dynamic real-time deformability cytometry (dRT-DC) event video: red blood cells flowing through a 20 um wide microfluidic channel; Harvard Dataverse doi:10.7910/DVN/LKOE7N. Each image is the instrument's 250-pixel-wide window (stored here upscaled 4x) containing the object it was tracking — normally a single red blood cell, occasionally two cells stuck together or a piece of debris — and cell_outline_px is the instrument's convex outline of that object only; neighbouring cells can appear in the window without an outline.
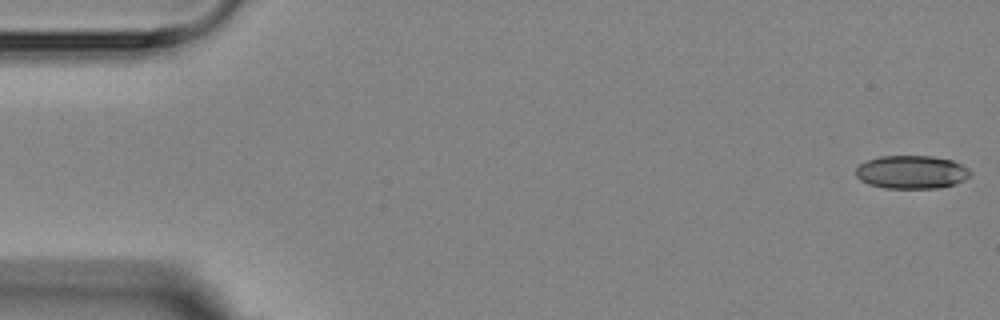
{"species": "Egyptian fruit bat (a non-hibernating species)", "species_latin": "Rousettus aegyptiacus", "temperature_condition": "room temperature", "stored_images_in_passage": 5, "camera_frame_rate_fps": 3000, "um_per_image_px": 0.085, "animal": {"sex": "female"}, "frame": {"image": 1, "passage_image": 1, "time_ms": 0.0, "image_size_px": [1000, 320], "cell_outline_px": [[972, 172], [964, 180], [940, 188], [884, 188], [868, 184], [860, 180], [856, 176], [856, 168], [860, 164], [868, 160], [880, 156], [932, 156], [952, 160], [968, 168]], "centroid_in_image_um": [77.47, 14.63], "position_along_channel_um": 7.5, "area_um2": 22.14}}
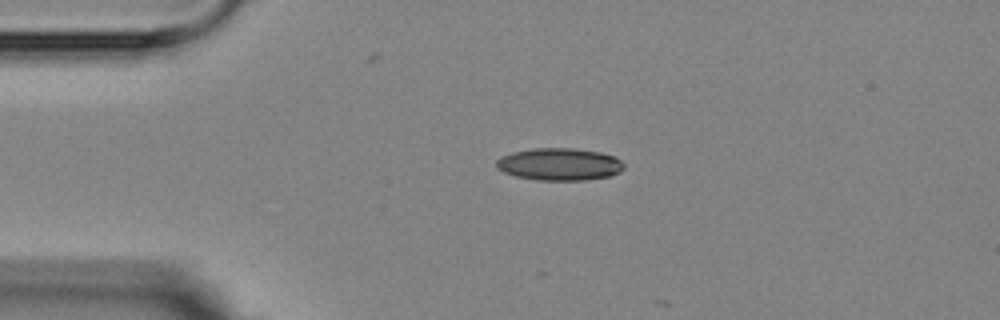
{"frame": {"image": 2, "passage_image": 4, "time_ms": 3.667, "image_size_px": [1000, 320], "cell_outline_px": [[624, 168], [620, 172], [608, 176], [584, 180], [536, 180], [516, 176], [504, 172], [496, 168], [496, 160], [500, 156], [512, 152], [532, 148], [572, 148], [600, 152], [616, 156], [624, 164]], "centroid_in_image_um": [47.54, 13.95], "position_along_channel_um": 37.5, "area_um2": 24.16}}